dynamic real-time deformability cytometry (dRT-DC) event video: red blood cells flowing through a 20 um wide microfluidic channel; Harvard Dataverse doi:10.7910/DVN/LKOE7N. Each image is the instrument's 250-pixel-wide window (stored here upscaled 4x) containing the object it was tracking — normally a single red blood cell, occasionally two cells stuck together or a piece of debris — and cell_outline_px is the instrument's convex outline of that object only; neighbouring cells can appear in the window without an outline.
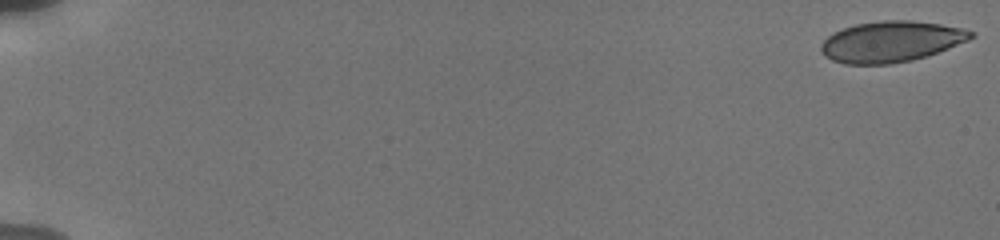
{"species": "human", "species_latin": "Homo sapiens", "temperature_condition": "cold", "stored_images_in_passage": 16, "camera_frame_rate_fps": 3000, "um_per_image_px": 0.085, "donor": {"sex": "male"}, "frame": {"image": 1, "passage_image": 1, "time_ms": 0.0, "image_size_px": [1000, 240], "cell_outline_px": [[976, 36], [968, 40], [948, 48], [912, 60], [888, 64], [844, 64], [832, 60], [824, 56], [820, 52], [820, 44], [832, 32], [856, 24], [880, 20], [912, 20], [940, 24], [964, 28], [976, 32]], "centroid_in_image_um": [75.73, 3.53], "position_along_channel_um": 9.3, "area_um2": 35.84}}
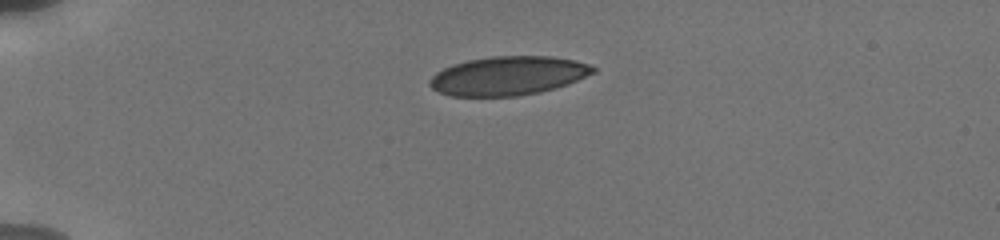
{"frame": {"image": 2, "passage_image": 14, "time_ms": 4.667, "image_size_px": [1000, 240], "cell_outline_px": [[596, 72], [568, 84], [556, 88], [540, 92], [516, 96], [448, 96], [432, 88], [428, 84], [428, 80], [436, 72], [452, 64], [468, 60], [492, 56], [552, 56], [576, 60], [588, 64], [596, 68]], "centroid_in_image_um": [43.19, 6.44], "position_along_channel_um": 41.8, "area_um2": 37.22}}
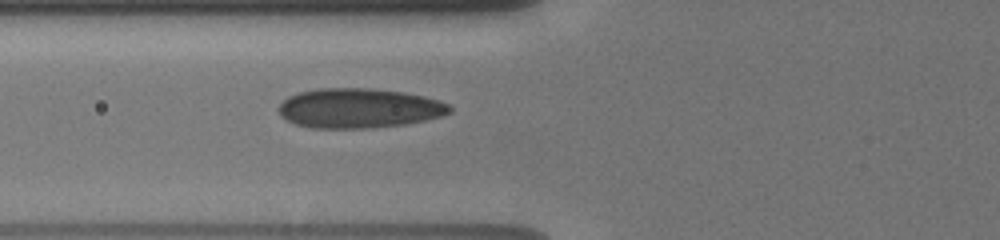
{"frame": {"image": 3, "passage_image": 16, "time_ms": 7.333, "image_size_px": [1000, 240], "cell_outline_px": [[452, 112], [444, 116], [404, 124], [364, 128], [312, 128], [296, 124], [280, 116], [276, 108], [288, 96], [300, 92], [320, 88], [372, 88], [400, 92], [424, 96], [440, 100], [448, 104], [452, 108]], "centroid_in_image_um": [30.51, 9.19], "position_along_channel_um": 95.3, "area_um2": 39.59}}